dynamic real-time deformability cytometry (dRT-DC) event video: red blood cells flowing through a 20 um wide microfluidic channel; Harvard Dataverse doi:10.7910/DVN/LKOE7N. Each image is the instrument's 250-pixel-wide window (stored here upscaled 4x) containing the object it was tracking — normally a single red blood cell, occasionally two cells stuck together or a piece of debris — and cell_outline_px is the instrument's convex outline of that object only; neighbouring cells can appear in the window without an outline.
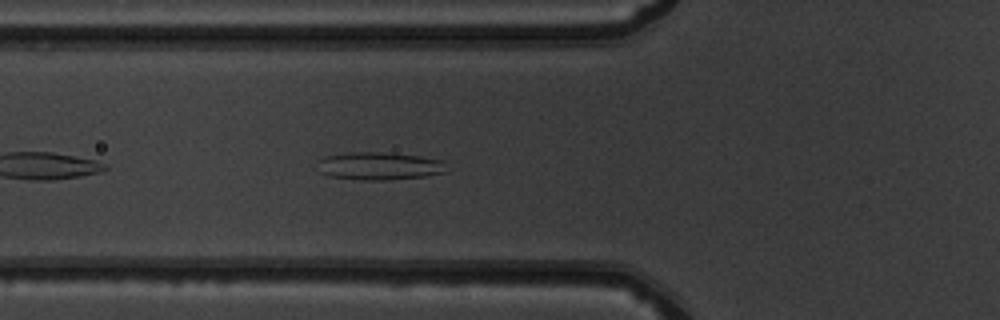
{"species": "common noctule bat (a hibernating species)", "species_latin": "Nyctalus noctula", "temperature_condition": "warm", "stored_images_in_passage": 7, "camera_frame_rate_fps": 3000, "um_per_image_px": 0.085, "animal": {"sex": "male", "body_mass_g": 19.5, "forearm_length_mm": 54.6}, "frame": {"image": 1, "passage_image": 5, "time_ms": 1.333, "image_size_px": [1000, 320], "cell_outline_px": [[448, 172], [428, 176], [388, 180], [360, 180], [328, 176], [320, 172], [320, 160], [324, 156], [348, 152], [380, 152], [420, 156], [444, 160]], "centroid_in_image_um": [32.3, 14.11], "position_along_channel_um": 93.5, "area_um2": 21.1}}